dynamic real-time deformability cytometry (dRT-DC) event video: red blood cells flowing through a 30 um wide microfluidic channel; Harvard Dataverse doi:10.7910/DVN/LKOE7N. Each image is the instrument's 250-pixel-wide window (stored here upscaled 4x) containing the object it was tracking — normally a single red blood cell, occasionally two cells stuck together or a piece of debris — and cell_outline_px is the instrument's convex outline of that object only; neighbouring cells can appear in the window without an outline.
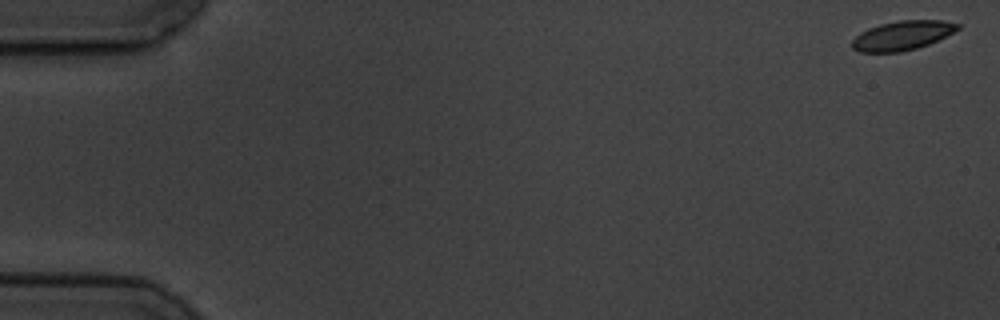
{"species": "common noctule bat (a hibernating species)", "species_latin": "Nyctalus noctula", "temperature_condition": "cold", "stored_images_in_passage": 5, "camera_frame_rate_fps": 3000, "um_per_image_px": 0.085, "animal": {"sex": "male", "body_mass_g": 19.5, "forearm_length_mm": 54.6}, "frame": {"image": 1, "passage_image": 1, "time_ms": 0.0, "image_size_px": [1000, 320], "cell_outline_px": [[960, 28], [928, 44], [916, 48], [900, 52], [860, 52], [852, 48], [852, 40], [860, 32], [868, 28], [880, 24], [900, 20], [944, 20], [960, 24]], "centroid_in_image_um": [76.67, 3.01], "position_along_channel_um": 8.3, "area_um2": 17.86}}
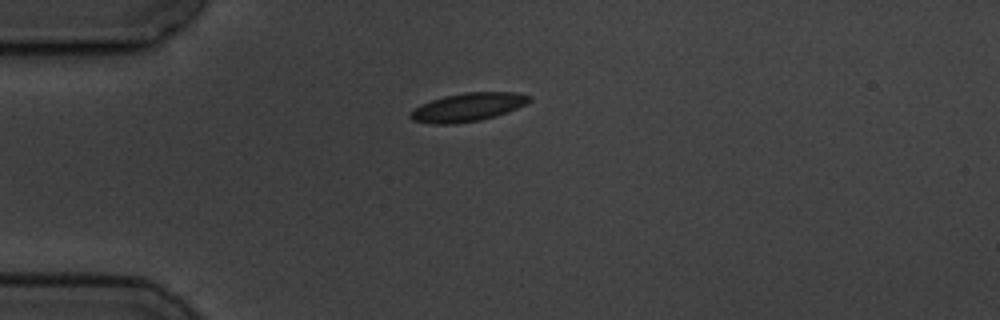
{"frame": {"image": 2, "passage_image": 5, "time_ms": 4.667, "image_size_px": [1000, 320], "cell_outline_px": [[532, 100], [516, 108], [496, 116], [480, 120], [452, 124], [432, 124], [412, 120], [408, 116], [408, 112], [420, 104], [444, 96], [464, 92], [512, 92], [532, 96]], "centroid_in_image_um": [39.71, 9.11], "position_along_channel_um": 45.3, "area_um2": 19.71}}